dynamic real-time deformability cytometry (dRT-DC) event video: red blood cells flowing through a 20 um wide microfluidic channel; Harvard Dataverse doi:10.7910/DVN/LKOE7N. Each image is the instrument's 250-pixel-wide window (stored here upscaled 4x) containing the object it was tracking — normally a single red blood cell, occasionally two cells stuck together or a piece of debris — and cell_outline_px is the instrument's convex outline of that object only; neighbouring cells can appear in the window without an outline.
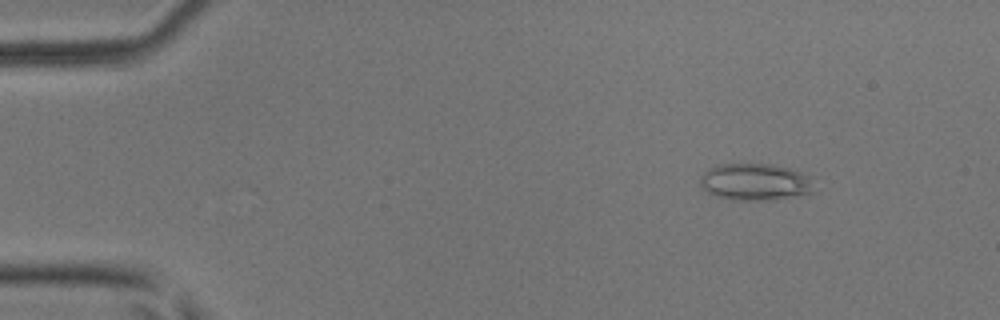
{"species": "common noctule bat (a hibernating species)", "species_latin": "Nyctalus noctula", "temperature_condition": "room temperature", "stored_images_in_passage": 51, "camera_frame_rate_fps": 3000, "um_per_image_px": 0.085, "animal": {"sex": "male", "body_mass_g": 17.9, "forearm_length_mm": 54.2}, "frame": {"image": 1, "passage_image": 7, "time_ms": 2.0, "image_size_px": [1000, 320], "cell_outline_px": [[816, 192], [796, 196], [772, 200], [736, 200], [716, 196], [708, 192], [700, 184], [700, 176], [708, 168], [720, 164], [772, 164], [788, 168], [800, 172], [808, 176]], "centroid_in_image_um": [64.19, 15.47], "position_along_channel_um": 20.8, "area_um2": 24.51}}
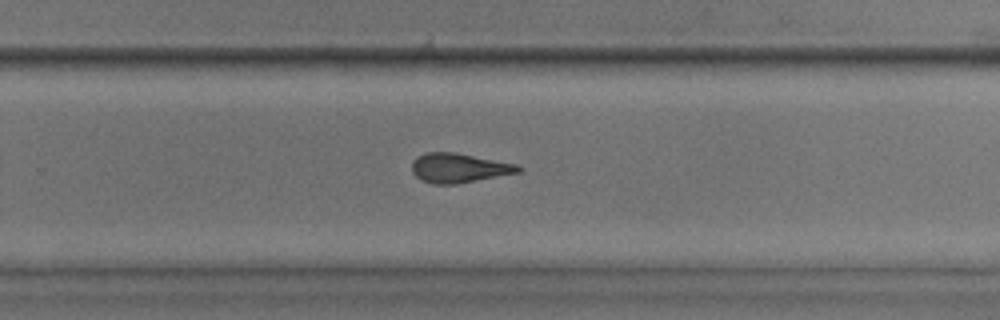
{"frame": {"image": 2, "passage_image": 34, "time_ms": 11.0, "image_size_px": [1000, 320], "cell_outline_px": [[524, 168], [520, 172], [456, 184], [432, 184], [420, 180], [412, 172], [412, 160], [416, 156], [428, 152], [456, 152], [516, 164]], "centroid_in_image_um": [38.98, 14.27], "position_along_channel_um": 290.8, "area_um2": 18.32}}
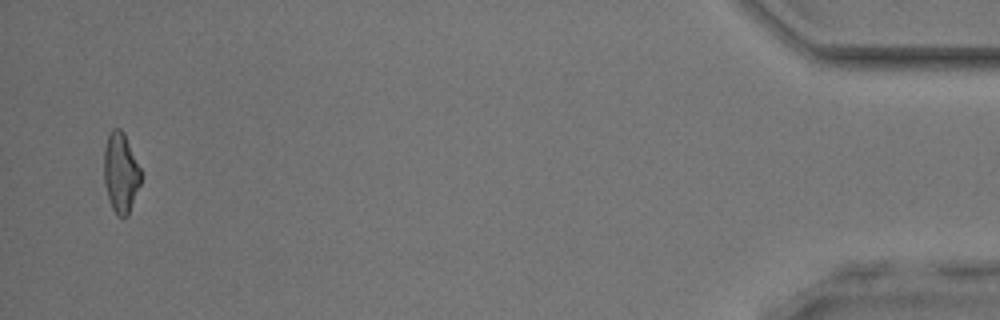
{"frame": {"image": 3, "passage_image": 50, "time_ms": 16.333, "image_size_px": [1000, 320], "cell_outline_px": [[140, 184], [128, 216], [116, 216], [112, 208], [104, 184], [104, 148], [108, 136], [112, 128], [120, 128], [124, 132], [140, 168]], "centroid_in_image_um": [10.25, 14.67], "position_along_channel_um": 425.0, "area_um2": 17.11}, "authors_computed_cell_mechanics": {"area_um2": 18.3226, "velocity_mm_per_s": 4.0769, "shape_relaxation_time_tau1_ms": 9.3943, "shape_relaxation_time_tau2_ms": 3.0992, "deformation_change_tau1": 0.2603, "deformation_change_tau2": 0.1406}}